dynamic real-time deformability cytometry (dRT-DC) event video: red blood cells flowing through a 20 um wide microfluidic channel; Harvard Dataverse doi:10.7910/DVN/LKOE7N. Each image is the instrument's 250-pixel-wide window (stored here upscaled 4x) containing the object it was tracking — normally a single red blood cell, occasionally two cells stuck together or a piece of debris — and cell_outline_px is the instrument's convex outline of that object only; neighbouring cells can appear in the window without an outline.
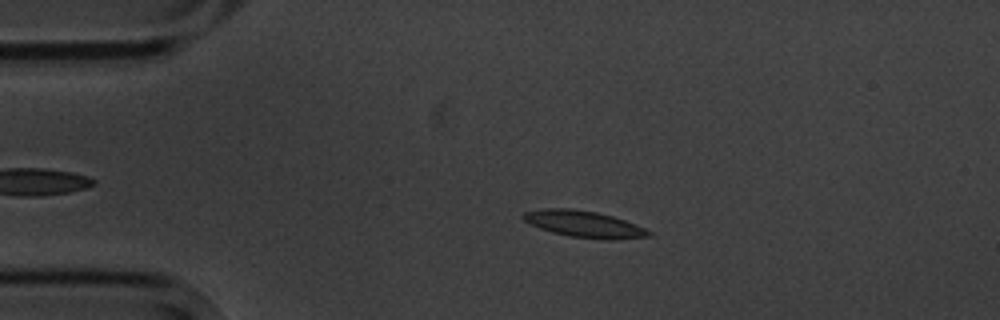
{"species": "common noctule bat (a hibernating species)", "species_latin": "Nyctalus noctula", "temperature_condition": "cold", "stored_images_in_passage": 4, "camera_frame_rate_fps": 3000, "um_per_image_px": 0.085, "animal": {"sex": "male", "body_mass_g": 20.1, "forearm_length_mm": 53.5}, "frame": {"image": 1, "passage_image": 3, "time_ms": 2.333, "image_size_px": [1000, 320], "cell_outline_px": [[652, 232], [648, 236], [616, 240], [612, 240], [568, 236], [552, 232], [540, 228], [524, 220], [520, 216], [524, 212], [544, 208], [572, 208], [596, 212], [612, 216], [636, 224]], "centroid_in_image_um": [49.63, 19.04], "position_along_channel_um": 35.4, "area_um2": 19.31}}